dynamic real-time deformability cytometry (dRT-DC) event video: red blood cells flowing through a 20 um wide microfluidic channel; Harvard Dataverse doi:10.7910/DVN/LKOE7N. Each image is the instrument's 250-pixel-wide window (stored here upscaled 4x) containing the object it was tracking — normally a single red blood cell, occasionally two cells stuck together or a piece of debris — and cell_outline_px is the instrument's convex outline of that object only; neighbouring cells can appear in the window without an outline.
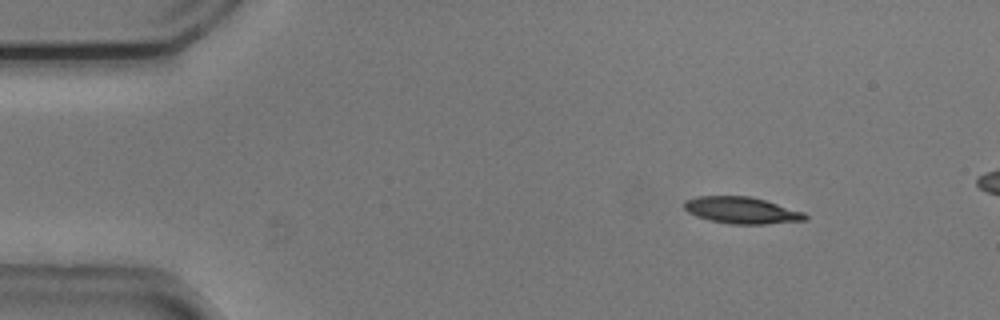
{"species": "common noctule bat (a hibernating species)", "species_latin": "Nyctalus noctula", "temperature_condition": "cold", "stored_images_in_passage": 17, "camera_frame_rate_fps": 3000, "um_per_image_px": 0.085, "animal": {"sex": "male", "body_mass_g": 20.5, "forearm_length_mm": 52.5}, "frame": {"image": 1, "passage_image": 1, "time_ms": 0.0, "image_size_px": [1000, 320], "cell_outline_px": [[808, 220], [764, 224], [732, 224], [708, 220], [696, 216], [688, 212], [684, 208], [684, 200], [696, 196], [748, 196], [764, 200], [804, 212], [808, 216]], "centroid_in_image_um": [63.02, 17.88], "position_along_channel_um": 22.0, "area_um2": 18.79}}